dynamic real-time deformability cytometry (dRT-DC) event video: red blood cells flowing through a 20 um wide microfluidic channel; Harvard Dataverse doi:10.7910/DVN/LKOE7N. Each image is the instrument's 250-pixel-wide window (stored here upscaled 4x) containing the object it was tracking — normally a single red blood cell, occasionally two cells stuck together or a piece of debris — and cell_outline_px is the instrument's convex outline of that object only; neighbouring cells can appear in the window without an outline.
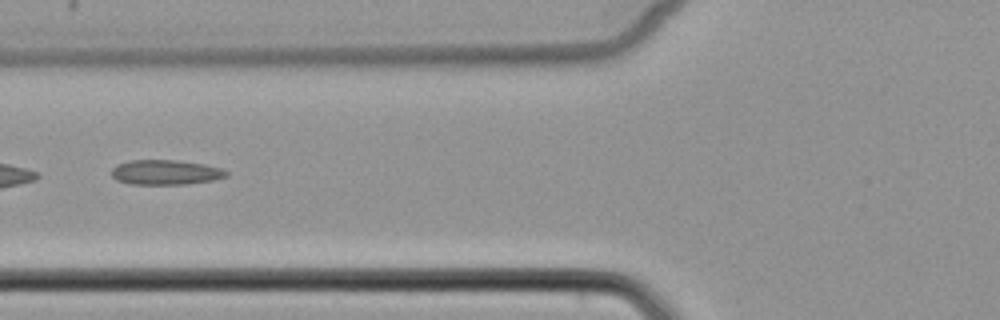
{"species": "common noctule bat (a hibernating species)", "species_latin": "Nyctalus noctula", "temperature_condition": "cold", "stored_images_in_passage": 4, "camera_frame_rate_fps": 3000, "um_per_image_px": 0.085, "animal": {"sex": "female", "body_mass_g": 22.7, "forearm_length_mm": 54.2}, "frame": {"image": 1, "passage_image": 3, "time_ms": 2.333, "image_size_px": [1000, 320], "cell_outline_px": [[228, 176], [212, 180], [184, 184], [132, 184], [116, 180], [112, 176], [112, 168], [116, 164], [132, 160], [172, 160], [204, 164], [224, 168], [228, 172]], "centroid_in_image_um": [14.08, 14.64], "position_along_channel_um": 111.7, "area_um2": 16.59}}
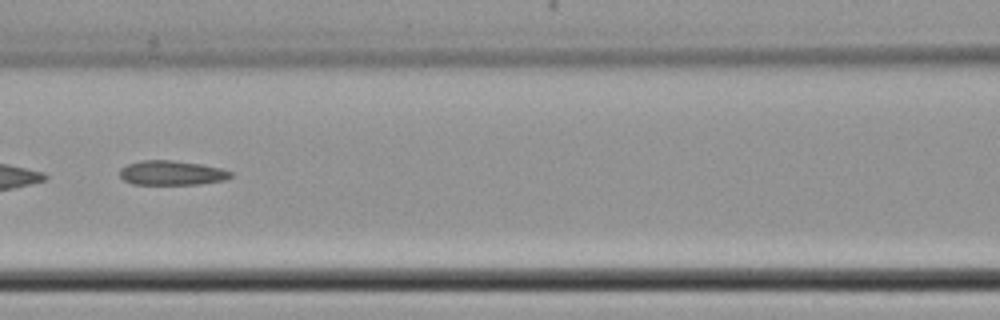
{"frame": {"image": 2, "passage_image": 4, "time_ms": 3.333, "image_size_px": [1000, 320], "cell_outline_px": [[232, 176], [224, 180], [200, 184], [132, 184], [124, 180], [120, 176], [120, 168], [128, 164], [140, 160], [172, 160], [200, 164], [220, 168], [232, 172]], "centroid_in_image_um": [14.58, 14.69], "position_along_channel_um": 152.0, "area_um2": 15.78}}